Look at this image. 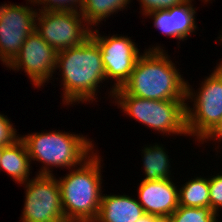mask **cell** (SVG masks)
I'll return each mask as SVG.
<instances>
[{
    "label": "cell",
    "instance_id": "obj_4",
    "mask_svg": "<svg viewBox=\"0 0 222 222\" xmlns=\"http://www.w3.org/2000/svg\"><path fill=\"white\" fill-rule=\"evenodd\" d=\"M20 139L26 145L30 160L43 164L37 173L42 175H54L50 170L54 166L68 170L76 168L94 151V144L87 136L65 131L30 133L20 135Z\"/></svg>",
    "mask_w": 222,
    "mask_h": 222
},
{
    "label": "cell",
    "instance_id": "obj_7",
    "mask_svg": "<svg viewBox=\"0 0 222 222\" xmlns=\"http://www.w3.org/2000/svg\"><path fill=\"white\" fill-rule=\"evenodd\" d=\"M35 31L57 52L83 44L91 34L80 12L38 11Z\"/></svg>",
    "mask_w": 222,
    "mask_h": 222
},
{
    "label": "cell",
    "instance_id": "obj_29",
    "mask_svg": "<svg viewBox=\"0 0 222 222\" xmlns=\"http://www.w3.org/2000/svg\"><path fill=\"white\" fill-rule=\"evenodd\" d=\"M3 148L4 147L0 146V159H1L2 152H3Z\"/></svg>",
    "mask_w": 222,
    "mask_h": 222
},
{
    "label": "cell",
    "instance_id": "obj_2",
    "mask_svg": "<svg viewBox=\"0 0 222 222\" xmlns=\"http://www.w3.org/2000/svg\"><path fill=\"white\" fill-rule=\"evenodd\" d=\"M57 68L62 75V101L66 106L92 103L97 99V87L106 81L100 48L91 37L79 46L58 51Z\"/></svg>",
    "mask_w": 222,
    "mask_h": 222
},
{
    "label": "cell",
    "instance_id": "obj_9",
    "mask_svg": "<svg viewBox=\"0 0 222 222\" xmlns=\"http://www.w3.org/2000/svg\"><path fill=\"white\" fill-rule=\"evenodd\" d=\"M90 37L100 48L106 80H114L108 92L113 97L114 90L121 88L129 79L141 53L135 42L128 36H118V34L101 36L96 28L91 30Z\"/></svg>",
    "mask_w": 222,
    "mask_h": 222
},
{
    "label": "cell",
    "instance_id": "obj_1",
    "mask_svg": "<svg viewBox=\"0 0 222 222\" xmlns=\"http://www.w3.org/2000/svg\"><path fill=\"white\" fill-rule=\"evenodd\" d=\"M187 81L161 46L144 50L129 79L114 93L149 100H186Z\"/></svg>",
    "mask_w": 222,
    "mask_h": 222
},
{
    "label": "cell",
    "instance_id": "obj_5",
    "mask_svg": "<svg viewBox=\"0 0 222 222\" xmlns=\"http://www.w3.org/2000/svg\"><path fill=\"white\" fill-rule=\"evenodd\" d=\"M113 103L129 117L164 135H188L186 129L187 100H149L128 93H113Z\"/></svg>",
    "mask_w": 222,
    "mask_h": 222
},
{
    "label": "cell",
    "instance_id": "obj_12",
    "mask_svg": "<svg viewBox=\"0 0 222 222\" xmlns=\"http://www.w3.org/2000/svg\"><path fill=\"white\" fill-rule=\"evenodd\" d=\"M137 191L145 213L170 216L179 207L178 189L172 179L142 180Z\"/></svg>",
    "mask_w": 222,
    "mask_h": 222
},
{
    "label": "cell",
    "instance_id": "obj_19",
    "mask_svg": "<svg viewBox=\"0 0 222 222\" xmlns=\"http://www.w3.org/2000/svg\"><path fill=\"white\" fill-rule=\"evenodd\" d=\"M219 214L210 207H185L179 206L171 215V222H218Z\"/></svg>",
    "mask_w": 222,
    "mask_h": 222
},
{
    "label": "cell",
    "instance_id": "obj_25",
    "mask_svg": "<svg viewBox=\"0 0 222 222\" xmlns=\"http://www.w3.org/2000/svg\"><path fill=\"white\" fill-rule=\"evenodd\" d=\"M156 216L145 213L143 216H141L136 222H153L154 218Z\"/></svg>",
    "mask_w": 222,
    "mask_h": 222
},
{
    "label": "cell",
    "instance_id": "obj_28",
    "mask_svg": "<svg viewBox=\"0 0 222 222\" xmlns=\"http://www.w3.org/2000/svg\"><path fill=\"white\" fill-rule=\"evenodd\" d=\"M63 222H91V221H75V220H66V221H63Z\"/></svg>",
    "mask_w": 222,
    "mask_h": 222
},
{
    "label": "cell",
    "instance_id": "obj_3",
    "mask_svg": "<svg viewBox=\"0 0 222 222\" xmlns=\"http://www.w3.org/2000/svg\"><path fill=\"white\" fill-rule=\"evenodd\" d=\"M94 153L80 167L59 178L62 209L66 220L94 222L102 197L101 157ZM102 192V193H101Z\"/></svg>",
    "mask_w": 222,
    "mask_h": 222
},
{
    "label": "cell",
    "instance_id": "obj_8",
    "mask_svg": "<svg viewBox=\"0 0 222 222\" xmlns=\"http://www.w3.org/2000/svg\"><path fill=\"white\" fill-rule=\"evenodd\" d=\"M21 222H63L61 189L53 175L36 174L26 181Z\"/></svg>",
    "mask_w": 222,
    "mask_h": 222
},
{
    "label": "cell",
    "instance_id": "obj_6",
    "mask_svg": "<svg viewBox=\"0 0 222 222\" xmlns=\"http://www.w3.org/2000/svg\"><path fill=\"white\" fill-rule=\"evenodd\" d=\"M188 83L186 100L193 102V108L187 101L186 129L188 136H196L194 139L200 143L222 118V70L214 67L202 81L198 92Z\"/></svg>",
    "mask_w": 222,
    "mask_h": 222
},
{
    "label": "cell",
    "instance_id": "obj_26",
    "mask_svg": "<svg viewBox=\"0 0 222 222\" xmlns=\"http://www.w3.org/2000/svg\"><path fill=\"white\" fill-rule=\"evenodd\" d=\"M153 222H171L170 216H158L155 217Z\"/></svg>",
    "mask_w": 222,
    "mask_h": 222
},
{
    "label": "cell",
    "instance_id": "obj_13",
    "mask_svg": "<svg viewBox=\"0 0 222 222\" xmlns=\"http://www.w3.org/2000/svg\"><path fill=\"white\" fill-rule=\"evenodd\" d=\"M192 1L194 0H188L167 10L149 12L145 17H151L154 20V27L166 36L176 38L179 41L187 40L197 28L196 9L193 7Z\"/></svg>",
    "mask_w": 222,
    "mask_h": 222
},
{
    "label": "cell",
    "instance_id": "obj_10",
    "mask_svg": "<svg viewBox=\"0 0 222 222\" xmlns=\"http://www.w3.org/2000/svg\"><path fill=\"white\" fill-rule=\"evenodd\" d=\"M37 10L33 6H0V60L7 66L19 54L28 35L35 30Z\"/></svg>",
    "mask_w": 222,
    "mask_h": 222
},
{
    "label": "cell",
    "instance_id": "obj_27",
    "mask_svg": "<svg viewBox=\"0 0 222 222\" xmlns=\"http://www.w3.org/2000/svg\"><path fill=\"white\" fill-rule=\"evenodd\" d=\"M220 33H221V34H220V36H219L218 38L221 40L220 42H221V45H222V31H221ZM216 67L222 70V60H221V62H219V63L217 64Z\"/></svg>",
    "mask_w": 222,
    "mask_h": 222
},
{
    "label": "cell",
    "instance_id": "obj_11",
    "mask_svg": "<svg viewBox=\"0 0 222 222\" xmlns=\"http://www.w3.org/2000/svg\"><path fill=\"white\" fill-rule=\"evenodd\" d=\"M57 51L35 30L24 41L19 54L7 66L10 71L24 70L32 85L44 87L52 78L56 67ZM47 81V82H46Z\"/></svg>",
    "mask_w": 222,
    "mask_h": 222
},
{
    "label": "cell",
    "instance_id": "obj_20",
    "mask_svg": "<svg viewBox=\"0 0 222 222\" xmlns=\"http://www.w3.org/2000/svg\"><path fill=\"white\" fill-rule=\"evenodd\" d=\"M33 6H41L38 11H75L80 12L84 0H27ZM79 9V10H78Z\"/></svg>",
    "mask_w": 222,
    "mask_h": 222
},
{
    "label": "cell",
    "instance_id": "obj_17",
    "mask_svg": "<svg viewBox=\"0 0 222 222\" xmlns=\"http://www.w3.org/2000/svg\"><path fill=\"white\" fill-rule=\"evenodd\" d=\"M130 2L131 0H84L80 13L87 25L94 29L101 21L108 19L111 14L126 9Z\"/></svg>",
    "mask_w": 222,
    "mask_h": 222
},
{
    "label": "cell",
    "instance_id": "obj_16",
    "mask_svg": "<svg viewBox=\"0 0 222 222\" xmlns=\"http://www.w3.org/2000/svg\"><path fill=\"white\" fill-rule=\"evenodd\" d=\"M163 145H149L142 149L144 179L143 180H164L171 179L170 159Z\"/></svg>",
    "mask_w": 222,
    "mask_h": 222
},
{
    "label": "cell",
    "instance_id": "obj_21",
    "mask_svg": "<svg viewBox=\"0 0 222 222\" xmlns=\"http://www.w3.org/2000/svg\"><path fill=\"white\" fill-rule=\"evenodd\" d=\"M209 178V196L210 208L213 212L218 214L219 209H222V173L216 174Z\"/></svg>",
    "mask_w": 222,
    "mask_h": 222
},
{
    "label": "cell",
    "instance_id": "obj_18",
    "mask_svg": "<svg viewBox=\"0 0 222 222\" xmlns=\"http://www.w3.org/2000/svg\"><path fill=\"white\" fill-rule=\"evenodd\" d=\"M178 188L179 206L210 207L209 178L197 176Z\"/></svg>",
    "mask_w": 222,
    "mask_h": 222
},
{
    "label": "cell",
    "instance_id": "obj_15",
    "mask_svg": "<svg viewBox=\"0 0 222 222\" xmlns=\"http://www.w3.org/2000/svg\"><path fill=\"white\" fill-rule=\"evenodd\" d=\"M31 160L25 143L19 138L12 145L3 148L0 159V170L13 178L15 183L22 184L30 180Z\"/></svg>",
    "mask_w": 222,
    "mask_h": 222
},
{
    "label": "cell",
    "instance_id": "obj_23",
    "mask_svg": "<svg viewBox=\"0 0 222 222\" xmlns=\"http://www.w3.org/2000/svg\"><path fill=\"white\" fill-rule=\"evenodd\" d=\"M142 7V14L146 15L152 11L167 10L171 7L181 5L188 0H138Z\"/></svg>",
    "mask_w": 222,
    "mask_h": 222
},
{
    "label": "cell",
    "instance_id": "obj_24",
    "mask_svg": "<svg viewBox=\"0 0 222 222\" xmlns=\"http://www.w3.org/2000/svg\"><path fill=\"white\" fill-rule=\"evenodd\" d=\"M217 140L222 141V118L219 123L214 127V129L201 141L202 144L206 141Z\"/></svg>",
    "mask_w": 222,
    "mask_h": 222
},
{
    "label": "cell",
    "instance_id": "obj_22",
    "mask_svg": "<svg viewBox=\"0 0 222 222\" xmlns=\"http://www.w3.org/2000/svg\"><path fill=\"white\" fill-rule=\"evenodd\" d=\"M16 132L10 119H8L6 115L0 113V146L6 147L12 145L19 139L20 136Z\"/></svg>",
    "mask_w": 222,
    "mask_h": 222
},
{
    "label": "cell",
    "instance_id": "obj_14",
    "mask_svg": "<svg viewBox=\"0 0 222 222\" xmlns=\"http://www.w3.org/2000/svg\"><path fill=\"white\" fill-rule=\"evenodd\" d=\"M144 214L138 199L125 194H102L99 213L94 222H136Z\"/></svg>",
    "mask_w": 222,
    "mask_h": 222
}]
</instances>
